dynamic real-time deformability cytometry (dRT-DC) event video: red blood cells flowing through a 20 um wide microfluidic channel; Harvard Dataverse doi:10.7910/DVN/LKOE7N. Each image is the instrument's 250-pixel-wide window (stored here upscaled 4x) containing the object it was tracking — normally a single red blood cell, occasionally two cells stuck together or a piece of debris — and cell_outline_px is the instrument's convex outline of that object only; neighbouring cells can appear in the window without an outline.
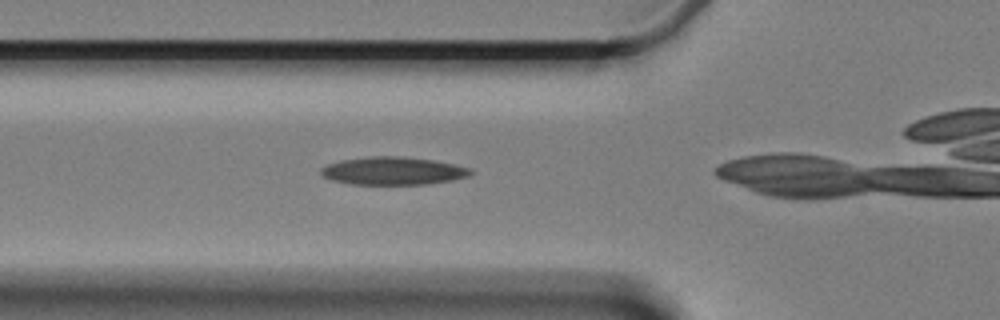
{"species": "Egyptian fruit bat (a non-hibernating species)", "species_latin": "Rousettus aegyptiacus", "temperature_condition": "cold", "stored_images_in_passage": 8, "camera_frame_rate_fps": 3000, "um_per_image_px": 0.085, "animal": {"sex": "female"}, "frame": {"image": 1, "passage_image": 4, "time_ms": 4.667, "image_size_px": [1000, 320], "cell_outline_px": [[472, 172], [468, 176], [452, 180], [428, 184], [352, 184], [332, 180], [324, 176], [320, 172], [320, 168], [328, 164], [340, 160], [368, 156], [400, 156], [432, 160], [456, 164], [472, 168]], "centroid_in_image_um": [33.41, 14.52], "position_along_channel_um": 92.4, "area_um2": 24.33}}